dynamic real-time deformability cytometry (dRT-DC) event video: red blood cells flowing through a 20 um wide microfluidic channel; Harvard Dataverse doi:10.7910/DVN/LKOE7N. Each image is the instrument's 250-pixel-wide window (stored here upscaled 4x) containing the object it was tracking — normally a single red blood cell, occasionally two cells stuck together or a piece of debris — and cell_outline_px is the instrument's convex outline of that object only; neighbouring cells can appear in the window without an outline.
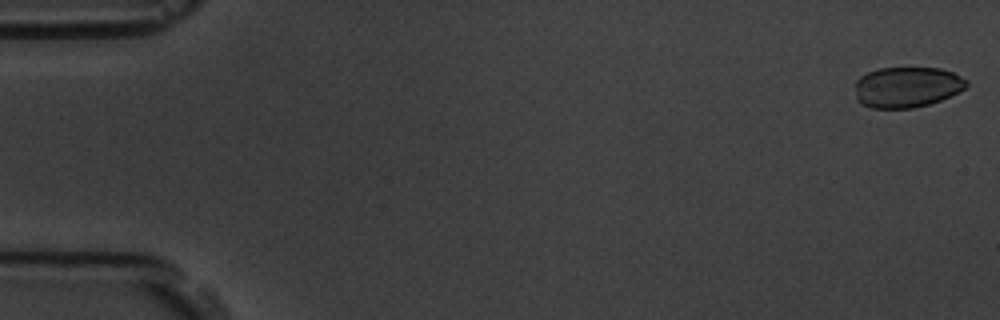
{"species": "common noctule bat (a hibernating species)", "species_latin": "Nyctalus noctula", "temperature_condition": "room temperature", "stored_images_in_passage": 5, "camera_frame_rate_fps": 3000, "um_per_image_px": 0.085, "animal": {"sex": "male", "body_mass_g": 19.5, "forearm_length_mm": 54.6}, "frame": {"image": 1, "passage_image": 1, "time_ms": 0.0, "image_size_px": [1000, 320], "cell_outline_px": [[968, 84], [964, 88], [940, 100], [928, 104], [912, 108], [872, 108], [860, 104], [856, 100], [856, 80], [860, 76], [868, 72], [880, 68], [940, 68], [952, 72], [968, 80]], "centroid_in_image_um": [77.05, 7.4], "position_along_channel_um": 7.9, "area_um2": 26.3}}
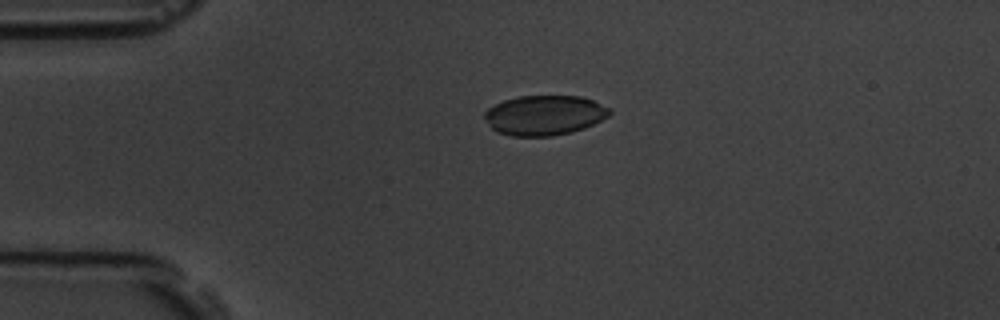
{"frame": {"image": 2, "passage_image": 4, "time_ms": 1.0, "image_size_px": [1000, 320], "cell_outline_px": [[612, 112], [608, 116], [584, 128], [572, 132], [552, 136], [512, 136], [496, 132], [488, 124], [484, 116], [484, 112], [488, 108], [504, 100], [520, 96], [580, 96], [592, 100], [612, 108]], "centroid_in_image_um": [46.28, 9.8], "position_along_channel_um": 38.7, "area_um2": 29.07}}